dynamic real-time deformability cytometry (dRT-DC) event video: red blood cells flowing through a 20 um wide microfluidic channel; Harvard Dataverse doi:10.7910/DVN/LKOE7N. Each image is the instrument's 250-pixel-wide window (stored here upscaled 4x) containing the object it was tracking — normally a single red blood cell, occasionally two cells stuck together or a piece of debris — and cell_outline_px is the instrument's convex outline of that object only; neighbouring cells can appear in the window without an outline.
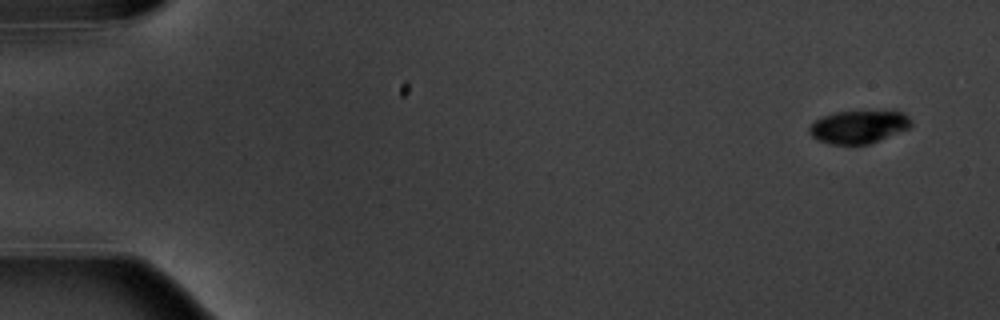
{"species": "common noctule bat (a hibernating species)", "species_latin": "Nyctalus noctula", "temperature_condition": "warm", "stored_images_in_passage": 15, "camera_frame_rate_fps": 3000, "um_per_image_px": 0.085, "animal": {"sex": "male", "body_mass_g": 20.1, "forearm_length_mm": 53.5}, "frame": {"image": 1, "passage_image": 1, "time_ms": 0.0, "image_size_px": [1000, 320], "cell_outline_px": [[912, 128], [880, 140], [868, 144], [832, 144], [816, 140], [808, 132], [808, 128], [820, 116], [836, 112], [892, 108], [904, 112], [912, 120]], "centroid_in_image_um": [73.07, 10.73], "position_along_channel_um": 11.9, "area_um2": 20.52}}
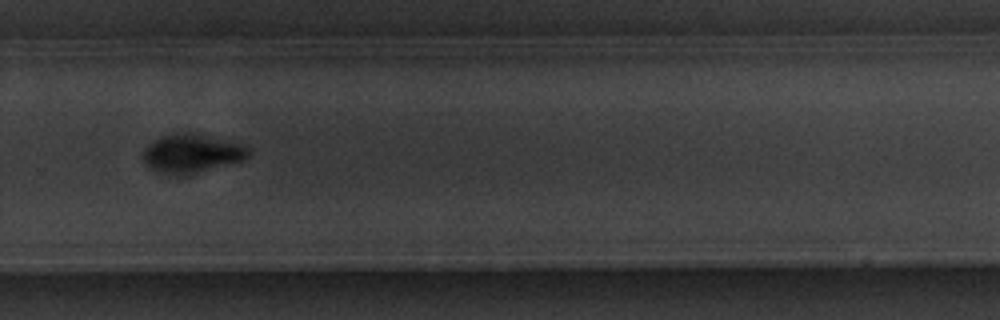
{"frame": {"image": 2, "passage_image": 11, "time_ms": 12.333, "image_size_px": [1000, 320], "cell_outline_px": [[248, 156], [244, 160], [188, 176], [184, 176], [164, 172], [152, 168], [144, 164], [144, 148], [152, 140], [160, 136], [188, 132], [240, 144], [248, 148]], "centroid_in_image_um": [16.27, 13.06], "position_along_channel_um": 313.5, "area_um2": 23.41}}
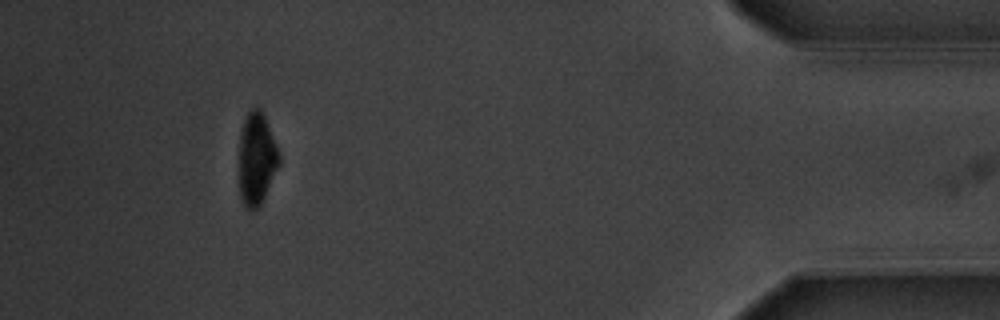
{"frame": {"image": 3, "passage_image": 14, "time_ms": 16.667, "image_size_px": [1000, 320], "cell_outline_px": [[280, 164], [260, 204], [256, 208], [248, 208], [244, 204], [240, 196], [240, 132], [244, 120], [248, 112], [252, 108], [260, 108], [264, 116], [280, 152]], "centroid_in_image_um": [21.83, 13.46], "position_along_channel_um": 413.4, "area_um2": 21.15}, "authors_computed_cell_mechanics": {"area_um2": 23.409, "velocity_mm_per_s": 3.578, "shape_relaxation_time_tau1_ms": 1.5434, "shape_relaxation_time_tau2_ms": null, "deformation_change_tau1": 0.0869, "deformation_change_tau2": null}}